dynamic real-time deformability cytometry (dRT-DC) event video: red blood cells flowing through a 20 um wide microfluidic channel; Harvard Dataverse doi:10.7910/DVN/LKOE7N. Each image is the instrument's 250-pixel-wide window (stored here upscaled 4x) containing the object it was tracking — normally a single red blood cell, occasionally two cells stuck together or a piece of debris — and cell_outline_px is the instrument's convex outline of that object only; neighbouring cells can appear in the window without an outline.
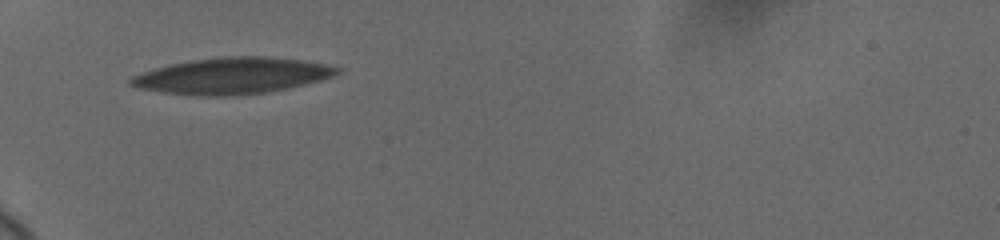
{"species": "human", "species_latin": "Homo sapiens", "temperature_condition": "cold", "stored_images_in_passage": 43, "camera_frame_rate_fps": 3000, "um_per_image_px": 0.085, "donor": {"sex": "female"}, "frame": {"image": 1, "passage_image": 1, "time_ms": 0.0, "image_size_px": [1000, 240], "cell_outline_px": [[340, 72], [336, 76], [320, 80], [284, 88], [260, 92], [224, 96], [168, 92], [140, 88], [128, 84], [128, 80], [132, 76], [156, 68], [172, 64], [192, 60], [224, 56], [264, 56], [300, 60], [324, 64], [340, 68]], "centroid_in_image_um": [19.75, 6.41], "position_along_channel_um": 65.2, "area_um2": 42.37}}
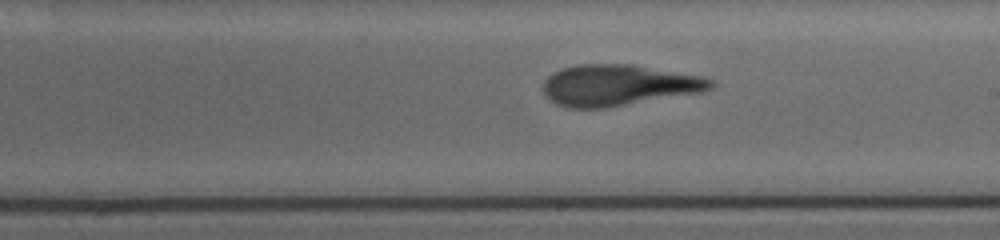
{"frame": {"image": 2, "passage_image": 18, "time_ms": 5.0, "image_size_px": [1000, 240], "cell_outline_px": [[716, 84], [712, 88], [700, 92], [608, 108], [568, 108], [556, 104], [544, 92], [544, 80], [548, 76], [564, 68], [576, 64], [632, 64], [700, 76], [712, 80]], "centroid_in_image_um": [52.57, 7.25], "position_along_channel_um": 236.4, "area_um2": 39.94}}
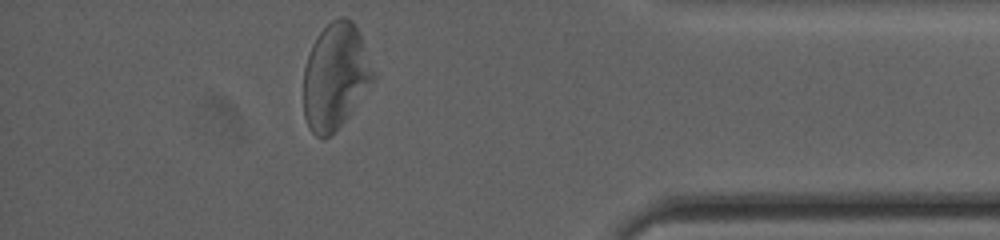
{"frame": {"image": 3, "passage_image": 36, "time_ms": 10.333, "image_size_px": [1000, 240], "cell_outline_px": [[376, 76], [348, 116], [336, 132], [324, 140], [320, 140], [308, 128], [304, 116], [304, 68], [312, 44], [316, 36], [332, 20], [340, 16], [344, 16], [352, 20], [360, 36]], "centroid_in_image_um": [28.48, 6.53], "position_along_channel_um": 406.7, "area_um2": 42.89}, "authors_computed_cell_mechanics": {"area_um2": 41.3848, "velocity_mm_per_s": 3.6448, "shape_relaxation_time_tau1_ms": 5.9797, "shape_relaxation_time_tau2_ms": 1.7619, "deformation_change_tau1": 0.2261, "deformation_change_tau2": 0.1146}}